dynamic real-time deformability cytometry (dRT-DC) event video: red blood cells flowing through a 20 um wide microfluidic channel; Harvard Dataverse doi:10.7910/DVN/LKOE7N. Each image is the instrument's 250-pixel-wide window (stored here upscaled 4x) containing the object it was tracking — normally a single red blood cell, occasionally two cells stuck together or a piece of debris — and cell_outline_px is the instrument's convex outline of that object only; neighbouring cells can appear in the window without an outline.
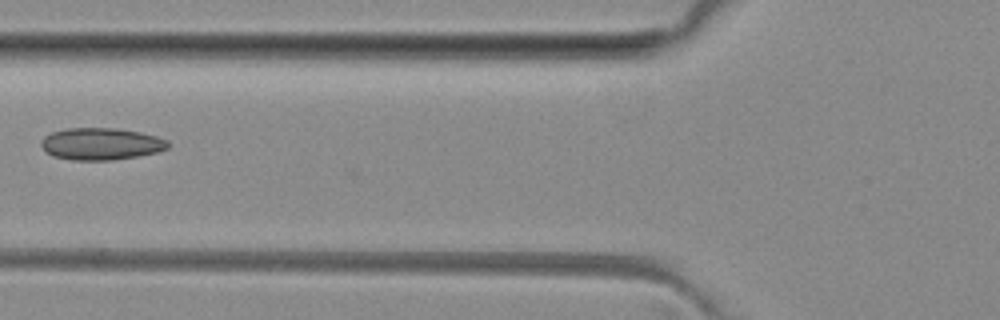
{"species": "common noctule bat (a hibernating species)", "species_latin": "Nyctalus noctula", "temperature_condition": "room temperature", "stored_images_in_passage": 8, "camera_frame_rate_fps": 3000, "um_per_image_px": 0.085, "animal": {"sex": "female", "body_mass_g": 29.2, "forearm_length_mm": 56.3}, "frame": {"image": 1, "passage_image": 7, "time_ms": 7.667, "image_size_px": [1000, 320], "cell_outline_px": [[168, 148], [156, 152], [136, 156], [112, 160], [72, 160], [52, 156], [40, 144], [40, 140], [44, 136], [52, 132], [68, 128], [116, 128], [140, 132], [156, 136], [168, 140]], "centroid_in_image_um": [8.57, 12.22], "position_along_channel_um": 117.2, "area_um2": 23.58}}
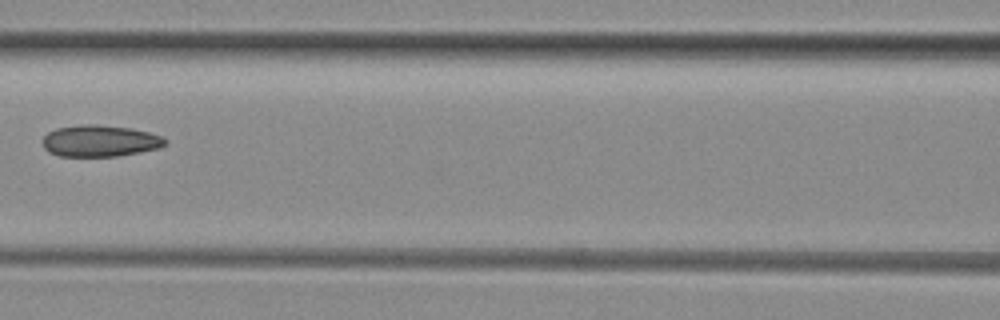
{"frame": {"image": 2, "passage_image": 8, "time_ms": 8.667, "image_size_px": [1000, 320], "cell_outline_px": [[168, 140], [160, 148], [140, 152], [116, 156], [60, 156], [48, 152], [44, 148], [44, 136], [48, 132], [56, 128], [80, 124], [96, 124], [128, 128], [148, 132], [160, 136]], "centroid_in_image_um": [8.48, 11.97], "position_along_channel_um": 158.1, "area_um2": 22.43}}